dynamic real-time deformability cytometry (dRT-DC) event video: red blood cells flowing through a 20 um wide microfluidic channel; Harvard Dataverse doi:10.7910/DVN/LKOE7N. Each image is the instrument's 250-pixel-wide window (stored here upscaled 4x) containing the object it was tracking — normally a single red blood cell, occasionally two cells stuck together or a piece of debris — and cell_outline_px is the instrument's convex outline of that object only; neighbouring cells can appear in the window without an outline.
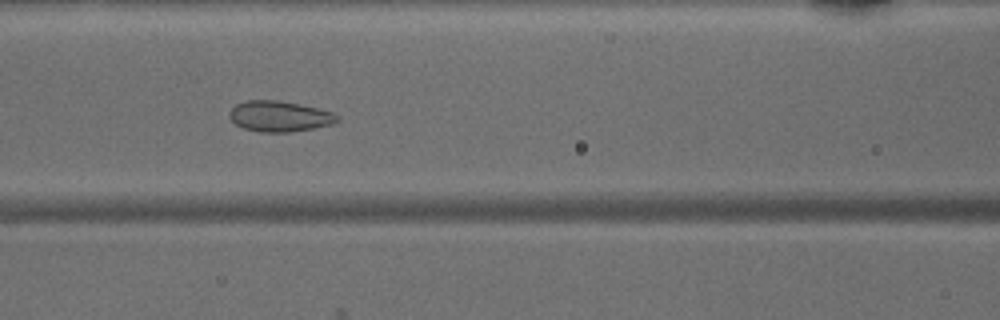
{"species": "common noctule bat (a hibernating species)", "species_latin": "Nyctalus noctula", "temperature_condition": "warm", "stored_images_in_passage": 46, "camera_frame_rate_fps": 3000, "um_per_image_px": 0.085, "animal": {"sex": "male", "body_mass_g": 15.6}, "frame": {"image": 1, "passage_image": 20, "time_ms": 6.333, "image_size_px": [1000, 320], "cell_outline_px": [[340, 120], [332, 124], [312, 128], [288, 132], [260, 132], [244, 128], [236, 124], [228, 116], [228, 112], [236, 104], [244, 100], [276, 100], [300, 104], [332, 112]], "centroid_in_image_um": [23.71, 9.88], "position_along_channel_um": 142.9, "area_um2": 19.13}}
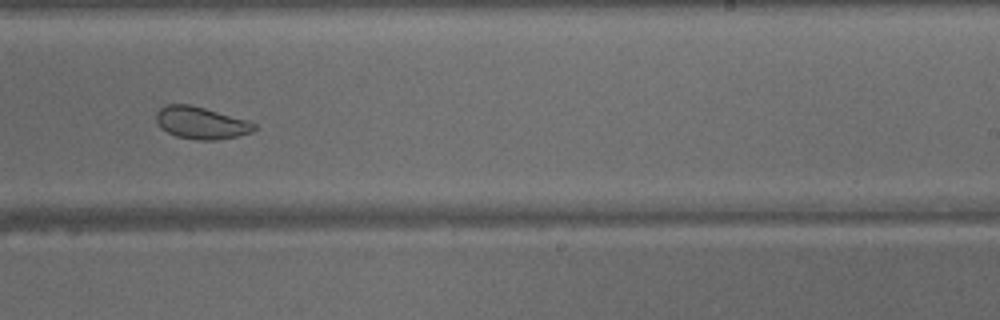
{"frame": {"image": 2, "passage_image": 29, "time_ms": 9.333, "image_size_px": [1000, 320], "cell_outline_px": [[256, 128], [252, 132], [220, 140], [196, 140], [176, 136], [160, 128], [156, 120], [156, 112], [164, 104], [188, 104], [204, 108], [248, 120], [256, 124]], "centroid_in_image_um": [17.08, 10.44], "position_along_channel_um": 271.9, "area_um2": 18.44}}
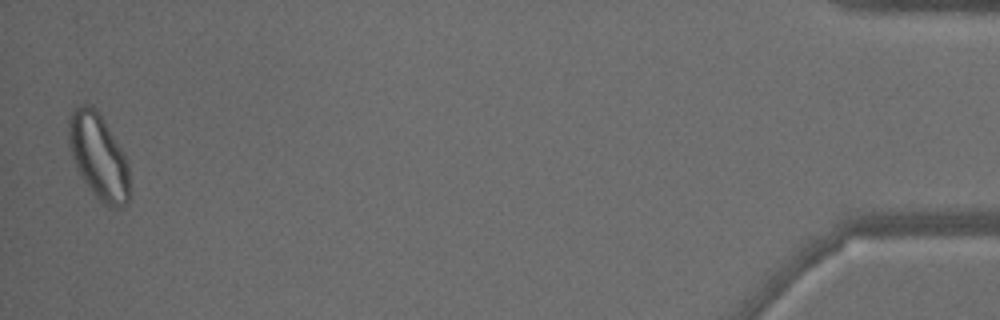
{"frame": {"image": 3, "passage_image": 46, "time_ms": 15.0, "image_size_px": [1000, 320], "cell_outline_px": [[128, 204], [120, 208], [112, 208], [104, 204], [96, 196], [84, 180], [76, 164], [68, 140], [68, 120], [72, 112], [76, 108], [84, 104], [92, 104], [96, 108], [104, 120], [120, 148], [128, 164]], "centroid_in_image_um": [8.38, 13.29], "position_along_channel_um": 426.8, "area_um2": 29.59}}